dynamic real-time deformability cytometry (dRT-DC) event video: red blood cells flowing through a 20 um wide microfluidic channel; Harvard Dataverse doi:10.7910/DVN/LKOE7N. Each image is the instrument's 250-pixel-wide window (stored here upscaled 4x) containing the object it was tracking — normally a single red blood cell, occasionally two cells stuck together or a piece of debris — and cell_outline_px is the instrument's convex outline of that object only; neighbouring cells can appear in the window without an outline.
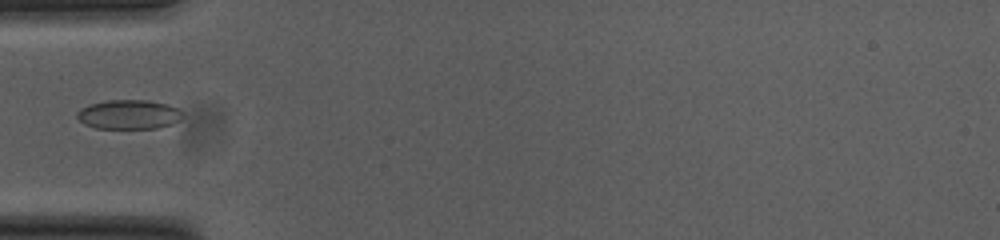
{"species": "common noctule bat (a hibernating species)", "species_latin": "Nyctalus noctula", "temperature_condition": "cold", "stored_images_in_passage": 35, "camera_frame_rate_fps": 3000, "um_per_image_px": 0.085, "animal": {"sex": "female", "body_mass_g": 23.0, "forearm_length_mm": 53.4}, "frame": {"image": 1, "passage_image": 1, "time_ms": 0.0, "image_size_px": [1000, 240], "cell_outline_px": [[184, 116], [180, 120], [172, 124], [156, 128], [96, 128], [84, 124], [76, 116], [76, 112], [80, 108], [88, 104], [108, 100], [148, 100], [168, 104], [184, 112]], "centroid_in_image_um": [10.95, 9.72], "position_along_channel_um": 74.0, "area_um2": 18.21}}